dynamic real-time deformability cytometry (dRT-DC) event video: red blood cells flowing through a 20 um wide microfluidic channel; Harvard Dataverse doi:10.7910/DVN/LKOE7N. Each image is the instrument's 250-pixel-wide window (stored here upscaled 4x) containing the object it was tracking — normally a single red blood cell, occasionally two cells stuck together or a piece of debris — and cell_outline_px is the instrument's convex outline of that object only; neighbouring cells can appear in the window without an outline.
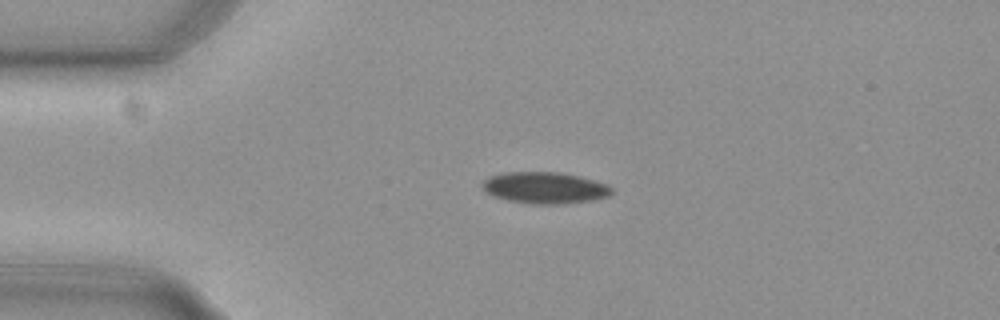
{"species": "common noctule bat (a hibernating species)", "species_latin": "Nyctalus noctula", "temperature_condition": "cold", "stored_images_in_passage": 31, "camera_frame_rate_fps": 3000, "um_per_image_px": 0.085, "animal": {"sex": "female", "body_mass_g": 29.2, "forearm_length_mm": 56.3}, "frame": {"image": 1, "passage_image": 1, "time_ms": 0.0, "image_size_px": [1000, 320], "cell_outline_px": [[612, 192], [608, 196], [592, 200], [560, 204], [532, 204], [508, 200], [492, 196], [480, 184], [488, 176], [504, 172], [560, 172], [592, 180], [604, 184], [612, 188]], "centroid_in_image_um": [46.25, 15.96], "position_along_channel_um": 38.7, "area_um2": 23.52}}
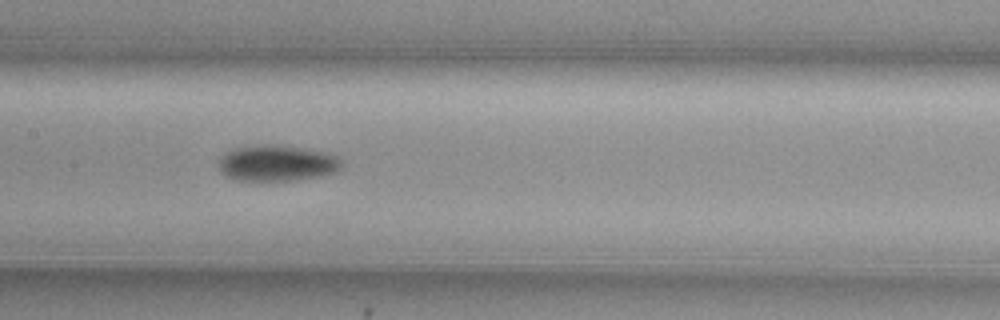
{"frame": {"image": 2, "passage_image": 15, "time_ms": 4.667, "image_size_px": [1000, 320], "cell_outline_px": [[344, 164], [336, 172], [320, 176], [292, 180], [236, 180], [228, 176], [220, 168], [220, 160], [228, 152], [236, 148], [268, 144], [300, 148], [324, 152], [336, 156]], "centroid_in_image_um": [23.6, 13.88], "position_along_channel_um": 183.8, "area_um2": 25.09}}
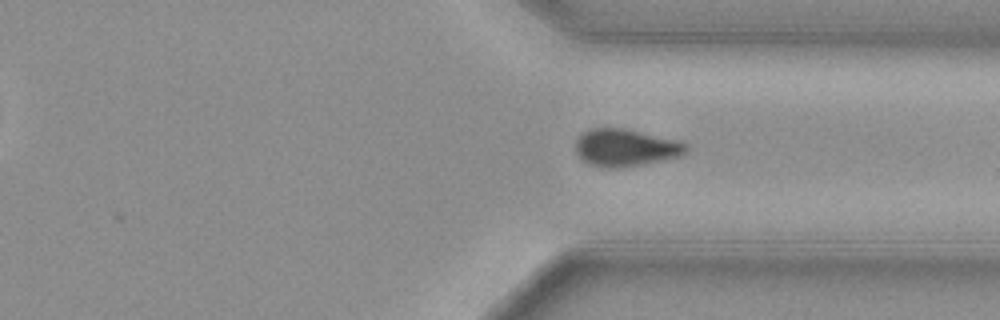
{"frame": {"image": 3, "passage_image": 29, "time_ms": 9.333, "image_size_px": [1000, 320], "cell_outline_px": [[688, 152], [684, 156], [664, 160], [620, 168], [600, 168], [588, 164], [576, 152], [576, 140], [584, 132], [592, 128], [620, 128], [676, 140], [688, 144]], "centroid_in_image_um": [53.2, 12.58], "position_along_channel_um": 358.2, "area_um2": 23.99}, "authors_computed_cell_mechanics": {"area_um2": 24.7384, "velocity_mm_per_s": 3.7459, "shape_relaxation_time_tau1_ms": 3.5416, "shape_relaxation_time_tau2_ms": null, "deformation_change_tau1": 0.0991, "deformation_change_tau2": null}}